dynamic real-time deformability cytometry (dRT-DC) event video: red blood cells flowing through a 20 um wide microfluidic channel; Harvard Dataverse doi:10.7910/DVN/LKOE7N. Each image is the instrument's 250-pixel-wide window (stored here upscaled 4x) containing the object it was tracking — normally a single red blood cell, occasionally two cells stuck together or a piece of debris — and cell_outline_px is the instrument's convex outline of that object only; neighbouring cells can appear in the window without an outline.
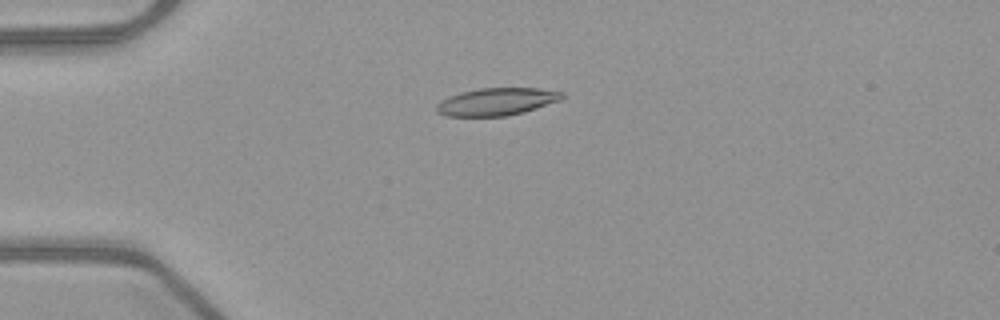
{"species": "common noctule bat (a hibernating species)", "species_latin": "Nyctalus noctula", "temperature_condition": "warm", "stored_images_in_passage": 41, "camera_frame_rate_fps": 3000, "um_per_image_px": 0.085, "animal": {"sex": "female", "body_mass_g": 21.9}, "frame": {"image": 1, "passage_image": 3, "time_ms": 0.667, "image_size_px": [1000, 320], "cell_outline_px": [[564, 96], [560, 100], [524, 112], [504, 116], [448, 116], [436, 112], [436, 104], [440, 100], [448, 96], [460, 92], [480, 88], [536, 88], [564, 92]], "centroid_in_image_um": [42.18, 8.64], "position_along_channel_um": 42.8, "area_um2": 20.11}}
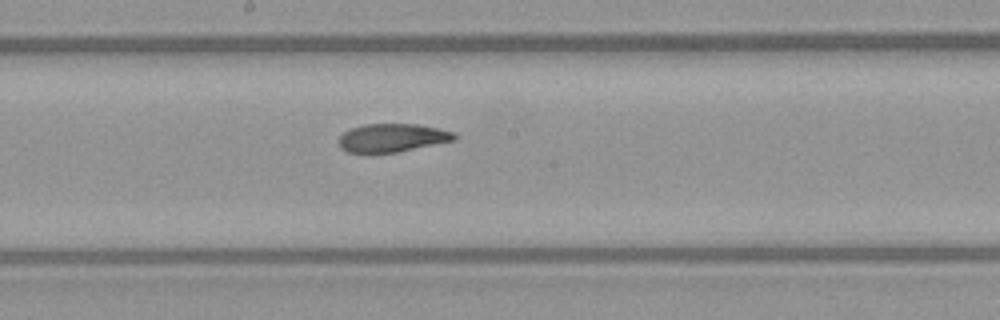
{"frame": {"image": 2, "passage_image": 18, "time_ms": 5.667, "image_size_px": [1000, 320], "cell_outline_px": [[456, 140], [396, 152], [372, 156], [364, 156], [348, 152], [340, 148], [340, 136], [344, 132], [352, 128], [364, 124], [416, 124], [436, 128], [452, 132], [456, 136]], "centroid_in_image_um": [33.26, 11.76], "position_along_channel_um": 214.9, "area_um2": 19.48}}
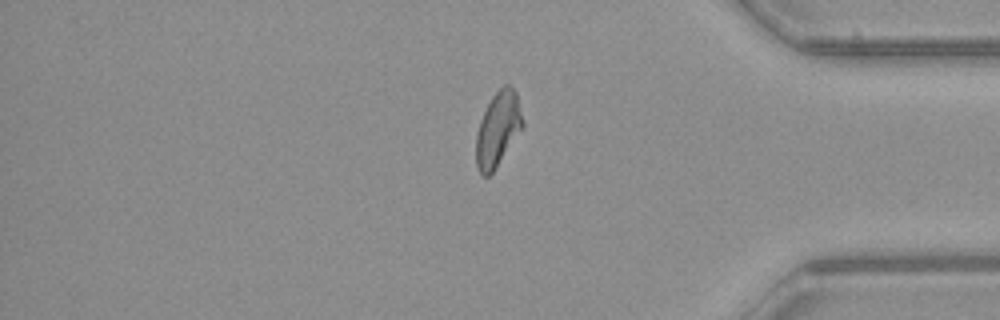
{"frame": {"image": 3, "passage_image": 33, "time_ms": 10.667, "image_size_px": [1000, 320], "cell_outline_px": [[524, 128], [492, 172], [488, 176], [484, 176], [480, 172], [476, 164], [476, 132], [480, 120], [492, 96], [504, 84], [508, 84], [516, 92], [524, 124]], "centroid_in_image_um": [42.33, 10.97], "position_along_channel_um": 392.9, "area_um2": 20.11}, "authors_computed_cell_mechanics": {"area_um2": 20.1144, "velocity_mm_per_s": 4.0019, "shape_relaxation_time_tau1_ms": 8.7508, "shape_relaxation_time_tau2_ms": 2.3078, "deformation_change_tau1": 0.2162, "deformation_change_tau2": 0.081}}